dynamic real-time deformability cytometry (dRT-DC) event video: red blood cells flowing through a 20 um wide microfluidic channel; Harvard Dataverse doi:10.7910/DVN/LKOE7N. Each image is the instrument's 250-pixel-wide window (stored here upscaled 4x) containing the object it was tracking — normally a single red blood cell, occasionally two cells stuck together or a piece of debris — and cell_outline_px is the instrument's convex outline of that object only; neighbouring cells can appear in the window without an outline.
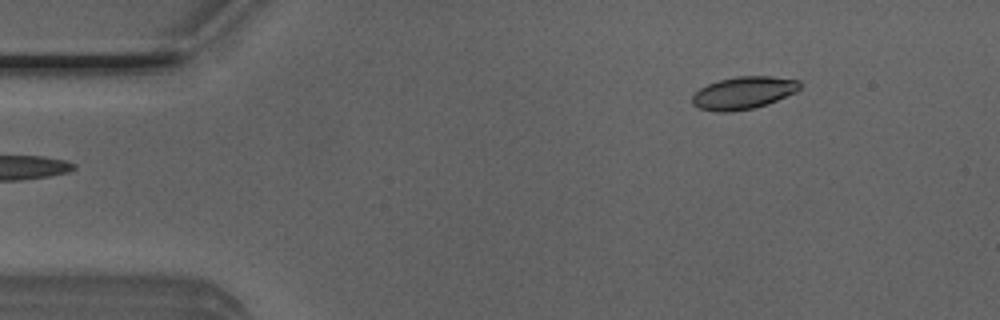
{"species": "Egyptian fruit bat (a non-hibernating species)", "species_latin": "Rousettus aegyptiacus", "temperature_condition": "room temperature", "stored_images_in_passage": 45, "camera_frame_rate_fps": 3000, "um_per_image_px": 0.085, "animal": {"sex": "male"}, "frame": {"image": 1, "passage_image": 1, "time_ms": 0.0, "image_size_px": [1000, 320], "cell_outline_px": [[800, 88], [796, 92], [776, 100], [752, 108], [732, 112], [716, 112], [700, 108], [692, 104], [692, 96], [700, 88], [708, 84], [720, 80], [736, 76], [772, 76], [800, 80]], "centroid_in_image_um": [63.19, 7.88], "position_along_channel_um": 21.8, "area_um2": 20.23}}
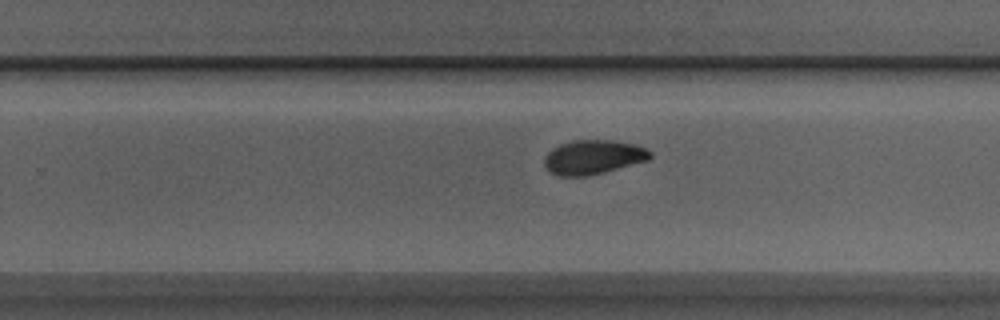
{"frame": {"image": 2, "passage_image": 26, "time_ms": 8.333, "image_size_px": [1000, 320], "cell_outline_px": [[652, 156], [648, 160], [604, 172], [588, 176], [556, 176], [544, 164], [544, 156], [552, 148], [560, 144], [572, 140], [612, 140], [636, 144], [648, 148], [652, 152]], "centroid_in_image_um": [50.44, 13.34], "position_along_channel_um": 279.4, "area_um2": 21.27}}
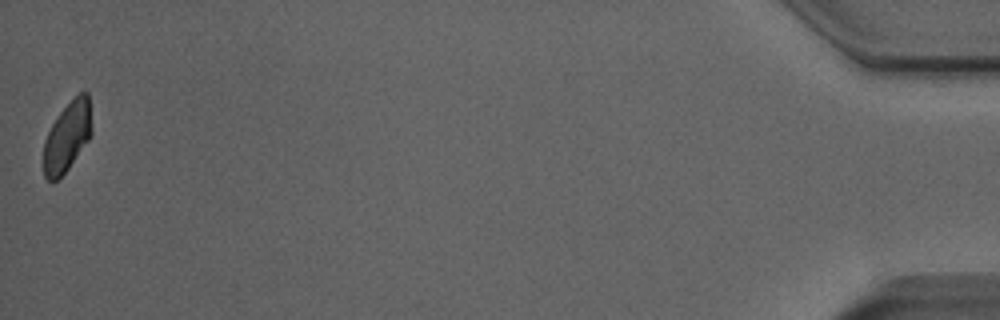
{"frame": {"image": 3, "passage_image": 45, "time_ms": 14.667, "image_size_px": [1000, 320], "cell_outline_px": [[92, 136], [68, 168], [56, 180], [48, 180], [44, 176], [44, 140], [56, 116], [80, 92], [88, 92], [92, 128]], "centroid_in_image_um": [5.73, 11.6], "position_along_channel_um": 429.5, "area_um2": 19.36}, "authors_computed_cell_mechanics": {"area_um2": 21.097, "velocity_mm_per_s": 3.9979, "shape_relaxation_time_tau1_ms": 2.9508, "shape_relaxation_time_tau2_ms": 2.848, "deformation_change_tau1": 0.1221, "deformation_change_tau2": 0.0656}}